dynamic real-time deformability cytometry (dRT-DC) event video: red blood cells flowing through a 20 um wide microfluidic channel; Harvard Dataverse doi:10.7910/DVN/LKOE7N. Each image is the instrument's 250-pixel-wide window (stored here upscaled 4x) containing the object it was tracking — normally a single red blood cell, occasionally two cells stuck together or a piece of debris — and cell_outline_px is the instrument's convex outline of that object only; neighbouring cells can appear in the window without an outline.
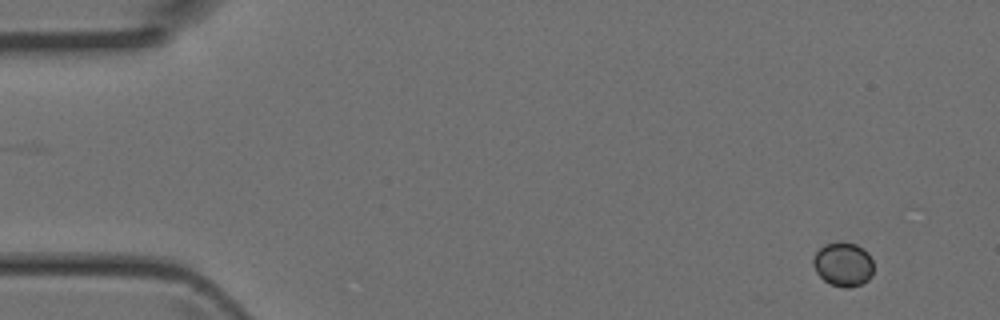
{"species": "Egyptian fruit bat (a non-hibernating species)", "species_latin": "Rousettus aegyptiacus", "temperature_condition": "room temperature", "stored_images_in_passage": 3, "camera_frame_rate_fps": 3000, "um_per_image_px": 0.085, "animal": {"sex": "female"}, "frame": {"image": 1, "passage_image": 1, "time_ms": 0.0, "image_size_px": [1000, 320], "cell_outline_px": [[872, 276], [868, 280], [860, 284], [848, 288], [844, 288], [832, 284], [824, 280], [816, 272], [812, 264], [812, 260], [816, 252], [824, 244], [856, 244], [868, 252], [872, 260]], "centroid_in_image_um": [71.67, 22.49], "position_along_channel_um": 13.3, "area_um2": 15.2}}
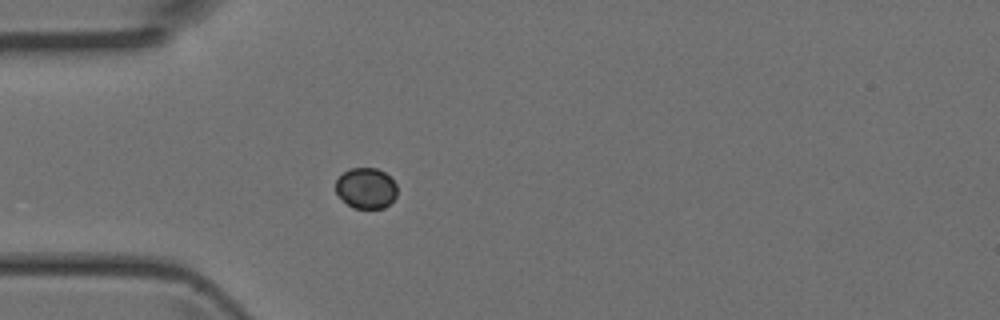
{"frame": {"image": 2, "passage_image": 3, "time_ms": 0.667, "image_size_px": [1000, 320], "cell_outline_px": [[396, 196], [384, 208], [352, 208], [336, 192], [336, 180], [344, 172], [352, 168], [376, 168], [384, 172], [396, 184]], "centroid_in_image_um": [31.11, 15.99], "position_along_channel_um": 53.9, "area_um2": 14.33}}